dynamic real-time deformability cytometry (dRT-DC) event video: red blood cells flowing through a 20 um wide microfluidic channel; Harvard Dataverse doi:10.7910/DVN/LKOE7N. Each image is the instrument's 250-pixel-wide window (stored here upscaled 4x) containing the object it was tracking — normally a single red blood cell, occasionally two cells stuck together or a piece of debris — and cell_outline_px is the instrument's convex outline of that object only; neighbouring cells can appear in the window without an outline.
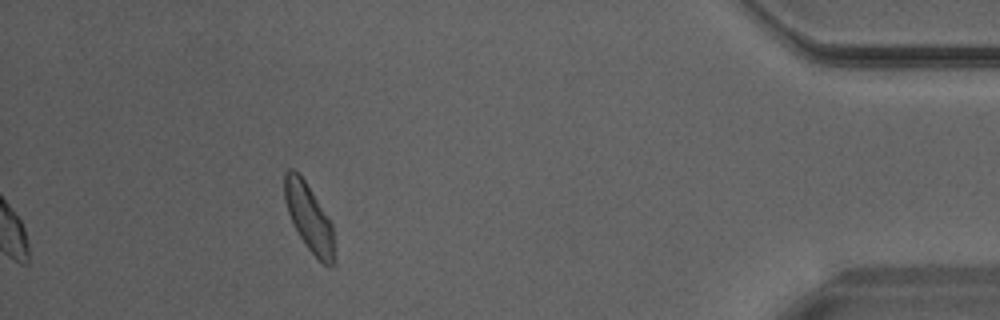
{"species": "Egyptian fruit bat (a non-hibernating species)", "species_latin": "Rousettus aegyptiacus", "temperature_condition": "warm", "stored_images_in_passage": 25, "camera_frame_rate_fps": 3000, "um_per_image_px": 0.085, "animal": {"sex": "male"}, "frame": {"image": 1, "passage_image": 22, "time_ms": 7.0, "image_size_px": [1000, 320], "cell_outline_px": [[336, 264], [332, 268], [328, 268], [308, 248], [292, 224], [284, 200], [284, 172], [288, 168], [292, 168], [304, 180], [312, 192], [332, 224], [336, 248]], "centroid_in_image_um": [26.3, 18.57], "position_along_channel_um": 408.9, "area_um2": 19.77}}